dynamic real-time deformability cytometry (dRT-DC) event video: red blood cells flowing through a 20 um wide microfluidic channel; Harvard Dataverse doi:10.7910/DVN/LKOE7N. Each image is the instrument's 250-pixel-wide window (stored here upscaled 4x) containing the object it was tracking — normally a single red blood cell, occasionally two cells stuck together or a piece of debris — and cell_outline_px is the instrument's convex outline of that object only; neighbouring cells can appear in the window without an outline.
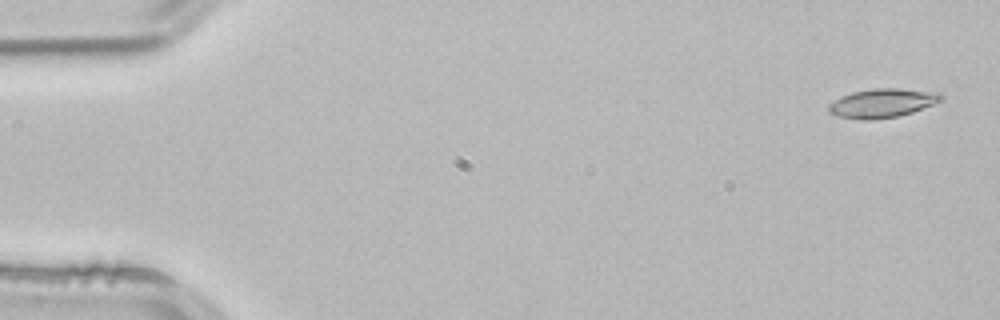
{"species": "common noctule bat (a hibernating species)", "species_latin": "Nyctalus noctula", "temperature_condition": "room temperature", "stored_images_in_passage": 4, "segment_of_instrument_passage": [1, 2], "camera_frame_rate_fps": 3000, "um_per_image_px": 0.085, "animal": {"sex": "male", "body_mass_g": 21.5, "forearm_length_mm": 52.0}, "frame": {"image": 1, "passage_image": 1, "time_ms": 0.0, "image_size_px": [1000, 320], "cell_outline_px": [[944, 100], [912, 112], [900, 116], [872, 120], [864, 120], [836, 116], [828, 112], [828, 104], [840, 96], [852, 92], [876, 88], [900, 88], [940, 92], [944, 96]], "centroid_in_image_um": [75.01, 8.76], "position_along_channel_um": 10.0, "area_um2": 19.25}}
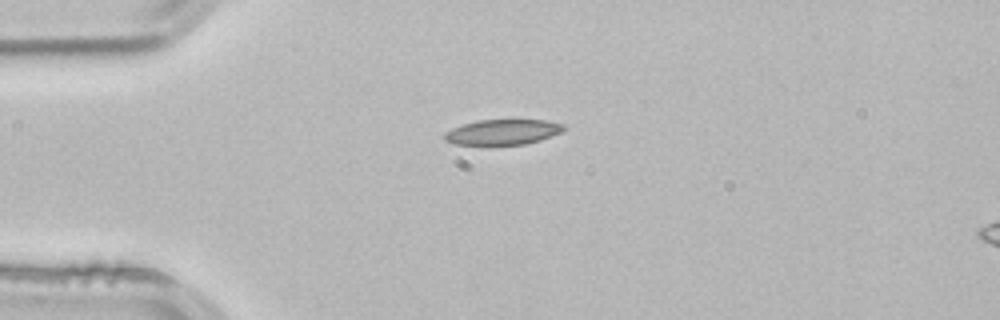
{"frame": {"image": 2, "passage_image": 3, "time_ms": 0.667, "image_size_px": [1000, 320], "cell_outline_px": [[564, 128], [560, 132], [540, 140], [524, 144], [452, 144], [444, 140], [444, 132], [452, 128], [476, 120], [544, 120], [564, 124]], "centroid_in_image_um": [42.69, 11.22], "position_along_channel_um": 42.3, "area_um2": 17.34}}